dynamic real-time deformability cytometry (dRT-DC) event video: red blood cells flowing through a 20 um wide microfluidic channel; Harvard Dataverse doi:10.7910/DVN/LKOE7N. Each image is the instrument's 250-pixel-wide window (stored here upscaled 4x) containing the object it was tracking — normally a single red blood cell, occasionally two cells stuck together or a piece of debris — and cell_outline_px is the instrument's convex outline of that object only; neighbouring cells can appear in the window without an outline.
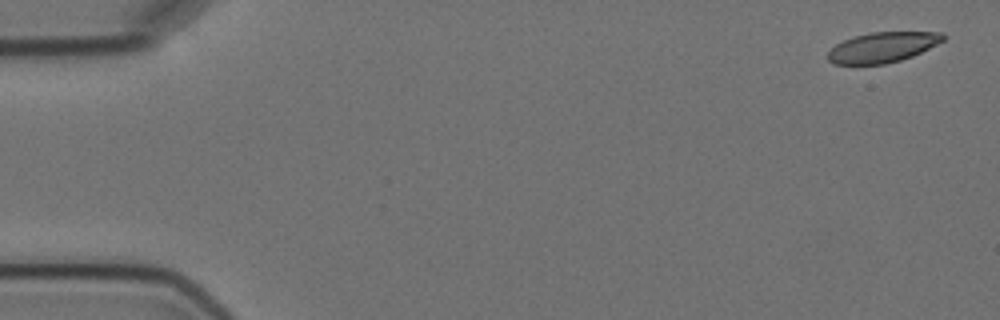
{"species": "Egyptian fruit bat (a non-hibernating species)", "species_latin": "Rousettus aegyptiacus", "temperature_condition": "cold", "stored_images_in_passage": 5, "camera_frame_rate_fps": 3000, "um_per_image_px": 0.085, "animal": {"sex": "female"}, "frame": {"image": 1, "passage_image": 1, "time_ms": 0.0, "image_size_px": [1000, 320], "cell_outline_px": [[944, 40], [912, 56], [900, 60], [884, 64], [832, 64], [828, 60], [828, 52], [836, 44], [852, 36], [872, 32], [944, 32]], "centroid_in_image_um": [74.99, 4.01], "position_along_channel_um": 10.0, "area_um2": 20.17}}